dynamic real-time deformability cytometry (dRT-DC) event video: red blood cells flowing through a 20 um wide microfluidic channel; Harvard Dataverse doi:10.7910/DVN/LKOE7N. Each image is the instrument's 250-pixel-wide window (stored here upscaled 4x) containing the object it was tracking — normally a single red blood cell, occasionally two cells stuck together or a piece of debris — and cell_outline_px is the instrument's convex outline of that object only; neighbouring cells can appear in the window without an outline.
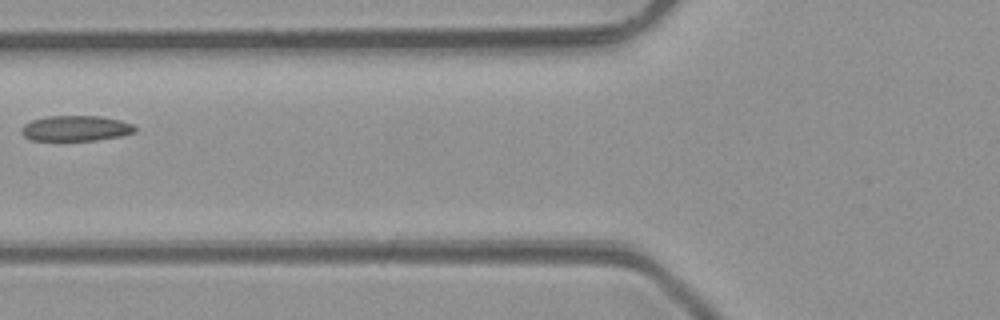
{"species": "common noctule bat (a hibernating species)", "species_latin": "Nyctalus noctula", "temperature_condition": "room temperature", "stored_images_in_passage": 4, "camera_frame_rate_fps": 3000, "um_per_image_px": 0.085, "animal": {"sex": "male", "body_mass_g": 23.1, "forearm_length_mm": 52.7}, "frame": {"image": 1, "passage_image": 4, "time_ms": 3.333, "image_size_px": [1000, 320], "cell_outline_px": [[136, 132], [120, 136], [96, 140], [32, 140], [24, 136], [20, 132], [20, 128], [24, 124], [32, 120], [44, 116], [100, 116], [120, 120], [132, 124], [136, 128]], "centroid_in_image_um": [6.42, 10.9], "position_along_channel_um": 119.4, "area_um2": 16.88}}